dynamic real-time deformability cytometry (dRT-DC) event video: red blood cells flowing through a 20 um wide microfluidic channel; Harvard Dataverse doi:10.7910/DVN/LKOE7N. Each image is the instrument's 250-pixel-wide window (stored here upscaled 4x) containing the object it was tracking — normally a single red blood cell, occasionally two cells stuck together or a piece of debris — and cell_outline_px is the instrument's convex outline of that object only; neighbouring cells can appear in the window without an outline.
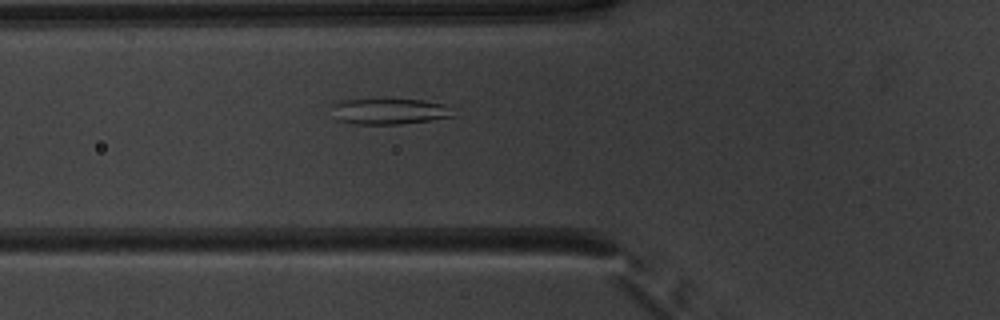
{"species": "common noctule bat (a hibernating species)", "species_latin": "Nyctalus noctula", "temperature_condition": "warm", "stored_images_in_passage": 41, "camera_frame_rate_fps": 3000, "um_per_image_px": 0.085, "animal": {"sex": "male", "body_mass_g": 20.1, "forearm_length_mm": 53.5}, "frame": {"image": 1, "passage_image": 9, "time_ms": 2.667, "image_size_px": [1000, 320], "cell_outline_px": [[452, 116], [428, 120], [400, 124], [356, 124], [336, 120], [332, 104], [344, 100], [424, 100], [444, 104]], "centroid_in_image_um": [33.01, 9.47], "position_along_channel_um": 92.8, "area_um2": 17.69}}
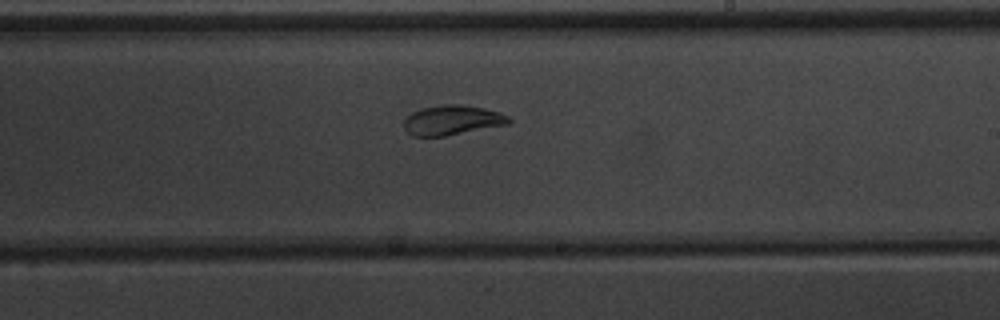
{"frame": {"image": 2, "passage_image": 21, "time_ms": 6.667, "image_size_px": [1000, 320], "cell_outline_px": [[512, 120], [508, 124], [444, 136], [412, 136], [404, 128], [404, 120], [412, 112], [420, 108], [440, 104], [460, 104], [484, 108], [500, 112], [508, 116]], "centroid_in_image_um": [38.42, 10.2], "position_along_channel_um": 250.6, "area_um2": 18.21}}
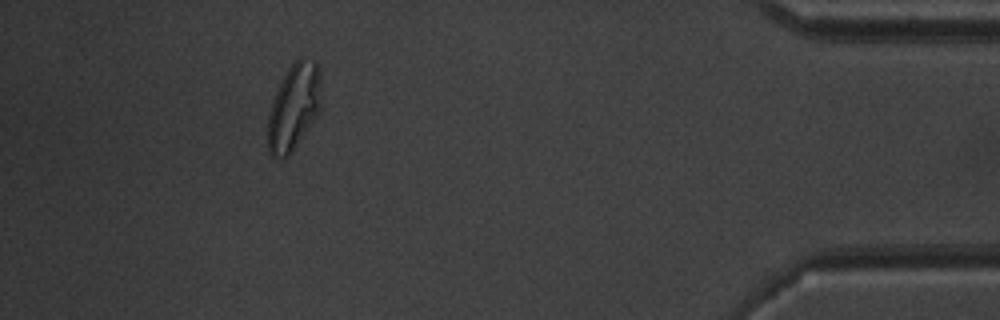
{"frame": {"image": 3, "passage_image": 37, "time_ms": 12.0, "image_size_px": [1000, 320], "cell_outline_px": [[320, 112], [288, 156], [272, 156], [268, 152], [268, 112], [272, 100], [288, 68], [300, 56], [316, 64], [320, 72]], "centroid_in_image_um": [24.97, 9.09], "position_along_channel_um": 410.2, "area_um2": 26.41}, "authors_computed_cell_mechanics": {"area_um2": 19.1896, "velocity_mm_per_s": 3.9405, "shape_relaxation_time_tau1_ms": 5.5544, "shape_relaxation_time_tau2_ms": 1.3246, "deformation_change_tau1": 0.1877, "deformation_change_tau2": 0.0706}}